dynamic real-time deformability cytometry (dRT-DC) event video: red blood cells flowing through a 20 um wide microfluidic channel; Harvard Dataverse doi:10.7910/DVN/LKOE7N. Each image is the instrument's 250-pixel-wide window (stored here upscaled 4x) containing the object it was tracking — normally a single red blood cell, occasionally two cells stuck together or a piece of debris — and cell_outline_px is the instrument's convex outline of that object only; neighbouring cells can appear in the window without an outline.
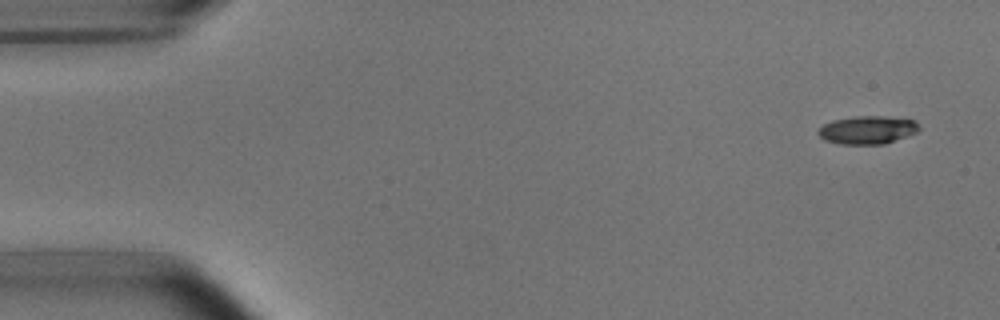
{"species": "common noctule bat (a hibernating species)", "species_latin": "Nyctalus noctula", "temperature_condition": "room temperature", "stored_images_in_passage": 6, "camera_frame_rate_fps": 3000, "um_per_image_px": 0.085, "animal": {"sex": "male", "body_mass_g": 15.6}, "frame": {"image": 1, "passage_image": 1, "time_ms": 0.0, "image_size_px": [1000, 320], "cell_outline_px": [[920, 128], [916, 132], [884, 144], [840, 144], [824, 140], [816, 132], [824, 124], [832, 120], [856, 116], [884, 116], [916, 120], [920, 124]], "centroid_in_image_um": [73.73, 11.04], "position_along_channel_um": 11.3, "area_um2": 16.53}}
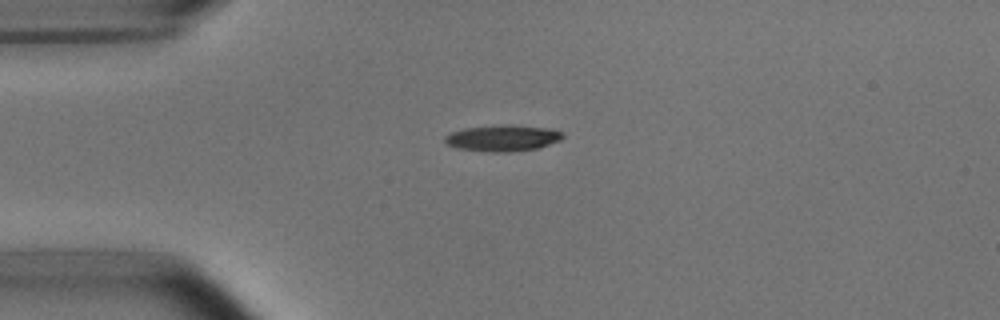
{"frame": {"image": 2, "passage_image": 4, "time_ms": 1.0, "image_size_px": [1000, 320], "cell_outline_px": [[564, 136], [560, 140], [540, 148], [508, 152], [488, 152], [456, 148], [448, 144], [444, 140], [444, 136], [452, 132], [464, 128], [552, 128], [564, 132]], "centroid_in_image_um": [42.74, 11.8], "position_along_channel_um": 42.3, "area_um2": 16.99}}